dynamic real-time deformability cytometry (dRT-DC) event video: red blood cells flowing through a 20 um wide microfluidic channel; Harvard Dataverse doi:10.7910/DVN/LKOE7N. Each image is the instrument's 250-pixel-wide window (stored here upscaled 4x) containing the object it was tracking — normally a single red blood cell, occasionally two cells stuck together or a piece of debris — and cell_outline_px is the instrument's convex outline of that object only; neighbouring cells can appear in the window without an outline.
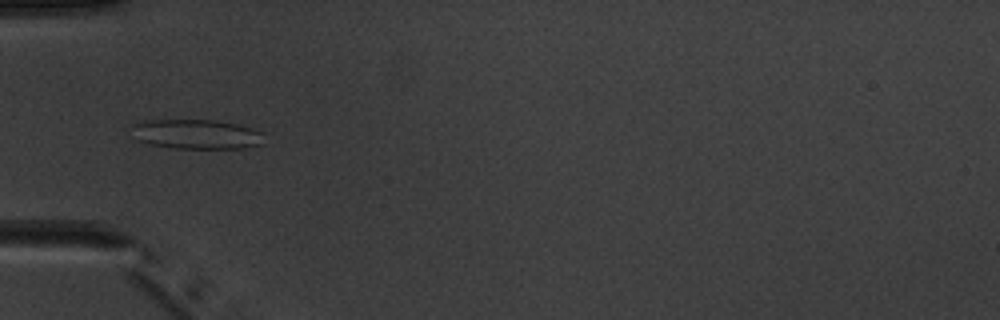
{"species": "common noctule bat (a hibernating species)", "species_latin": "Nyctalus noctula", "temperature_condition": "warm", "stored_images_in_passage": 5, "camera_frame_rate_fps": 3000, "um_per_image_px": 0.085, "animal": {"sex": "male", "body_mass_g": 20.1, "forearm_length_mm": 53.5}, "frame": {"image": 1, "passage_image": 5, "time_ms": 5.333, "image_size_px": [1000, 320], "cell_outline_px": [[264, 144], [244, 148], [172, 148], [152, 144], [136, 140], [136, 124], [152, 120], [212, 120], [236, 124], [252, 128], [260, 132]], "centroid_in_image_um": [16.78, 11.42], "position_along_channel_um": 68.2, "area_um2": 22.25}}